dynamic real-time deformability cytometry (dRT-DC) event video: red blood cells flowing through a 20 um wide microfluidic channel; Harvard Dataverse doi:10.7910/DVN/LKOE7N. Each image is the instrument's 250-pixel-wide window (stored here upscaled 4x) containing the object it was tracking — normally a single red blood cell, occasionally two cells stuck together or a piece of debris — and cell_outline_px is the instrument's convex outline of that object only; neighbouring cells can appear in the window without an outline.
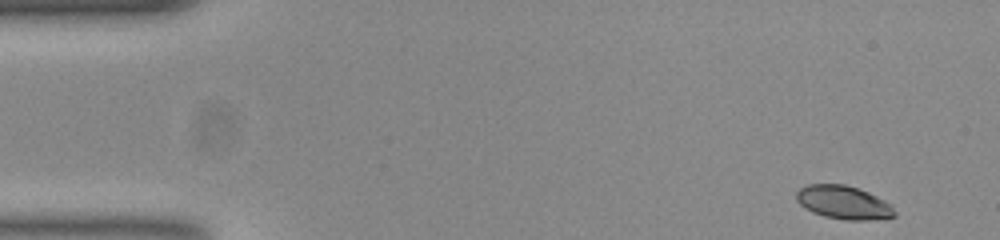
{"species": "common noctule bat (a hibernating species)", "species_latin": "Nyctalus noctula", "temperature_condition": "room temperature", "stored_images_in_passage": 51, "camera_frame_rate_fps": 3000, "um_per_image_px": 0.085, "animal": {"sex": "female", "body_mass_g": 23.0, "forearm_length_mm": 53.4}, "frame": {"image": 1, "passage_image": 1, "time_ms": 0.0, "image_size_px": [1000, 240], "cell_outline_px": [[896, 216], [864, 220], [848, 220], [828, 216], [816, 212], [800, 204], [796, 200], [796, 192], [800, 188], [808, 184], [844, 184], [868, 192], [892, 204], [896, 212]], "centroid_in_image_um": [71.73, 17.19], "position_along_channel_um": 13.3, "area_um2": 18.73}}
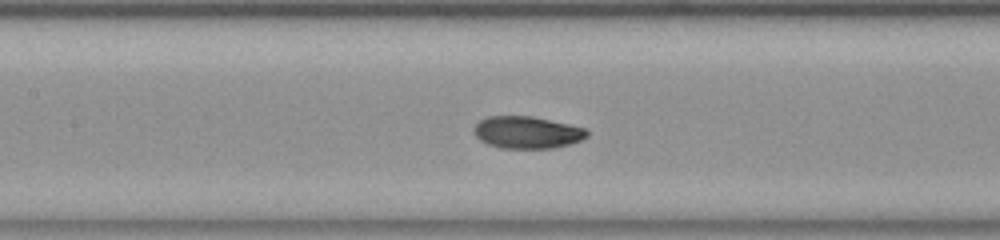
{"frame": {"image": 2, "passage_image": 22, "time_ms": 7.0, "image_size_px": [1000, 240], "cell_outline_px": [[588, 136], [580, 140], [568, 144], [552, 148], [504, 148], [488, 144], [480, 140], [476, 136], [476, 124], [480, 120], [488, 116], [532, 116], [568, 124], [584, 128], [588, 132]], "centroid_in_image_um": [44.81, 11.25], "position_along_channel_um": 162.6, "area_um2": 20.81}}
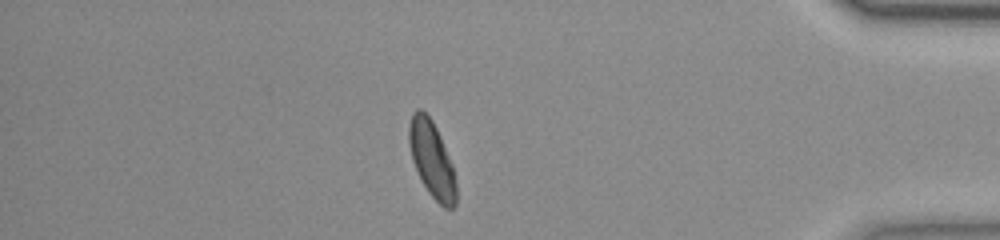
{"frame": {"image": 3, "passage_image": 44, "time_ms": 14.333, "image_size_px": [1000, 240], "cell_outline_px": [[456, 204], [452, 208], [444, 208], [428, 192], [412, 160], [408, 140], [408, 128], [412, 112], [416, 108], [420, 108], [432, 120], [440, 136], [452, 164], [456, 184]], "centroid_in_image_um": [36.7, 13.52], "position_along_channel_um": 398.5, "area_um2": 20.69}, "authors_computed_cell_mechanics": {"area_um2": 20.808, "velocity_mm_per_s": 3.7567, "shape_relaxation_time_tau1_ms": 3.4499, "shape_relaxation_time_tau2_ms": 1.8906, "deformation_change_tau1": 0.1404, "deformation_change_tau2": 0.041}}